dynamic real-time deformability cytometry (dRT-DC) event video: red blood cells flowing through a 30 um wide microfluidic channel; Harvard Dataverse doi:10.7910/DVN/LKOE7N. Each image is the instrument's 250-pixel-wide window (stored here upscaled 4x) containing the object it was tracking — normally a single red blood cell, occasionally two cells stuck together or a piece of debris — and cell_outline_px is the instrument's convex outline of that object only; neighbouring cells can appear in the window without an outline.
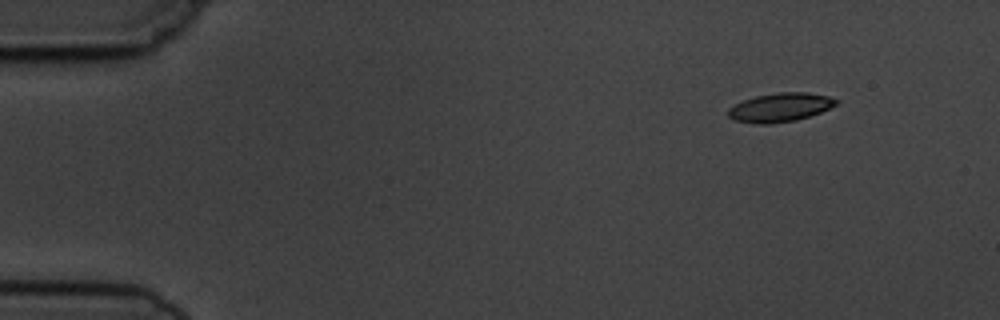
{"species": "common noctule bat (a hibernating species)", "species_latin": "Nyctalus noctula", "temperature_condition": "cold", "stored_images_in_passage": 5, "camera_frame_rate_fps": 3000, "um_per_image_px": 0.085, "animal": {"sex": "male", "body_mass_g": 19.5, "forearm_length_mm": 54.6}, "frame": {"image": 1, "passage_image": 1, "time_ms": 0.0, "image_size_px": [1000, 320], "cell_outline_px": [[840, 100], [836, 104], [820, 112], [796, 120], [768, 124], [756, 124], [736, 120], [728, 116], [728, 108], [744, 100], [756, 96], [776, 92], [808, 92], [828, 96]], "centroid_in_image_um": [66.31, 9.12], "position_along_channel_um": 18.7, "area_um2": 17.98}}
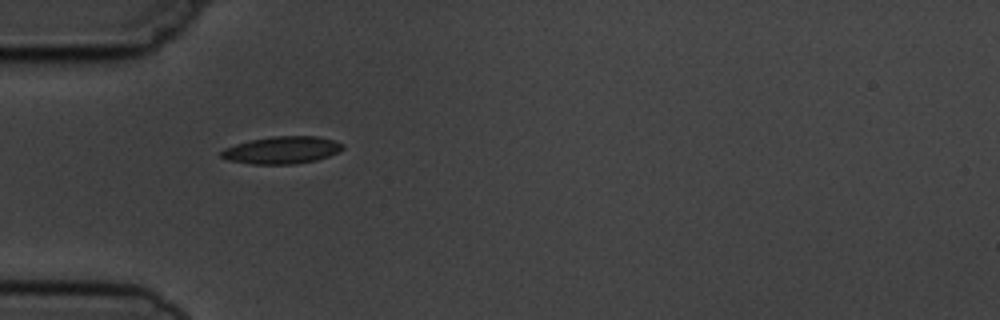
{"frame": {"image": 2, "passage_image": 4, "time_ms": 3.667, "image_size_px": [1000, 320], "cell_outline_px": [[344, 148], [340, 152], [316, 160], [292, 164], [252, 164], [228, 160], [220, 156], [220, 152], [224, 148], [236, 144], [252, 140], [272, 136], [316, 136], [332, 140], [344, 144]], "centroid_in_image_um": [23.97, 12.76], "position_along_channel_um": 61.0, "area_um2": 19.25}}
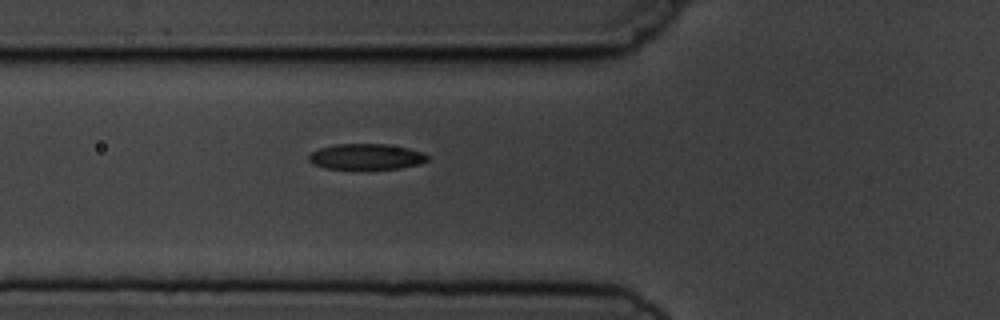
{"frame": {"image": 3, "passage_image": 5, "time_ms": 4.667, "image_size_px": [1000, 320], "cell_outline_px": [[428, 160], [420, 164], [400, 168], [324, 168], [312, 164], [308, 160], [308, 156], [312, 152], [320, 148], [336, 144], [388, 144], [408, 148], [424, 152], [428, 156]], "centroid_in_image_um": [31.14, 13.3], "position_along_channel_um": 94.7, "area_um2": 17.69}}